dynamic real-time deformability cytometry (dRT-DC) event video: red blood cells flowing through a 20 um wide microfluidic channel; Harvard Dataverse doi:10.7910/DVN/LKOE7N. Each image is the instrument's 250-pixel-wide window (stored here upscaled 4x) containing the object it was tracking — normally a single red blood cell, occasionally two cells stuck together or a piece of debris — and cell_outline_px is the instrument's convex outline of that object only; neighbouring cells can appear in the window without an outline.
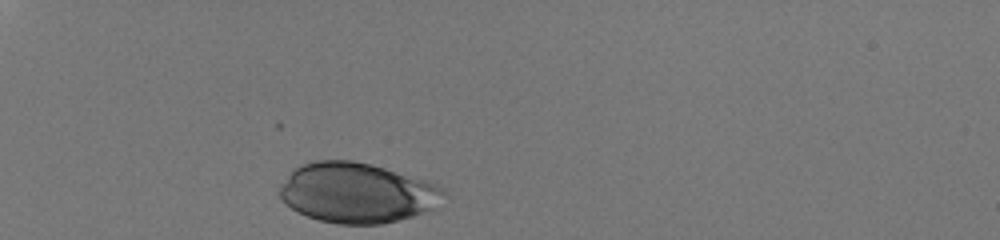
{"species": "human", "species_latin": "Homo sapiens", "temperature_condition": "room temperature", "stored_images_in_passage": 30, "camera_frame_rate_fps": 3000, "um_per_image_px": 0.085, "donor": {"sex": "male"}, "frame": {"image": 1, "passage_image": 1, "time_ms": 0.0, "image_size_px": [1000, 240], "cell_outline_px": [[444, 192], [432, 208], [412, 216], [380, 224], [340, 224], [320, 220], [308, 216], [292, 208], [280, 196], [280, 188], [292, 168], [300, 164], [316, 160], [352, 160], [384, 168], [428, 180], [444, 188]], "centroid_in_image_um": [30.32, 16.37], "position_along_channel_um": 54.7, "area_um2": 56.7}}
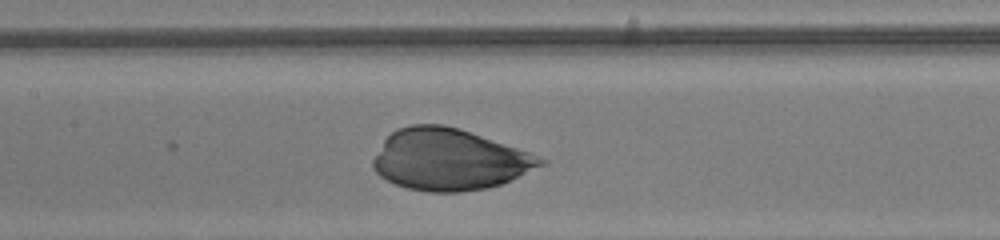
{"frame": {"image": 2, "passage_image": 13, "time_ms": 4.0, "image_size_px": [1000, 240], "cell_outline_px": [[548, 164], [500, 184], [488, 188], [460, 192], [432, 192], [408, 188], [396, 184], [380, 176], [372, 168], [372, 160], [384, 140], [396, 128], [408, 124], [444, 124], [528, 152], [548, 160]], "centroid_in_image_um": [38.17, 13.57], "position_along_channel_um": 169.2, "area_um2": 59.48}}
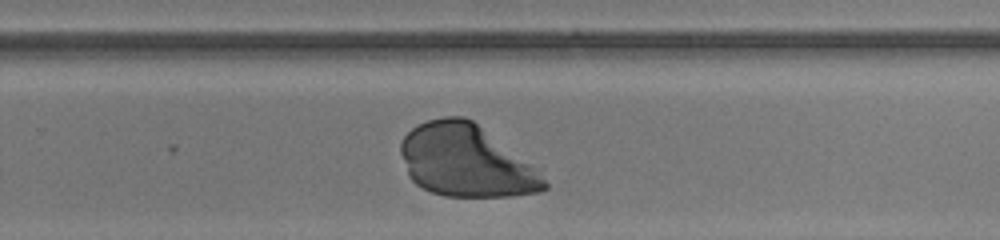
{"frame": {"image": 3, "passage_image": 22, "time_ms": 7.0, "image_size_px": [1000, 240], "cell_outline_px": [[548, 188], [540, 192], [512, 196], [444, 196], [432, 192], [416, 184], [408, 176], [400, 152], [400, 144], [404, 136], [412, 128], [428, 120], [444, 116], [464, 116], [472, 120], [528, 164], [548, 184]], "centroid_in_image_um": [39.53, 13.69], "position_along_channel_um": 290.3, "area_um2": 59.13}}